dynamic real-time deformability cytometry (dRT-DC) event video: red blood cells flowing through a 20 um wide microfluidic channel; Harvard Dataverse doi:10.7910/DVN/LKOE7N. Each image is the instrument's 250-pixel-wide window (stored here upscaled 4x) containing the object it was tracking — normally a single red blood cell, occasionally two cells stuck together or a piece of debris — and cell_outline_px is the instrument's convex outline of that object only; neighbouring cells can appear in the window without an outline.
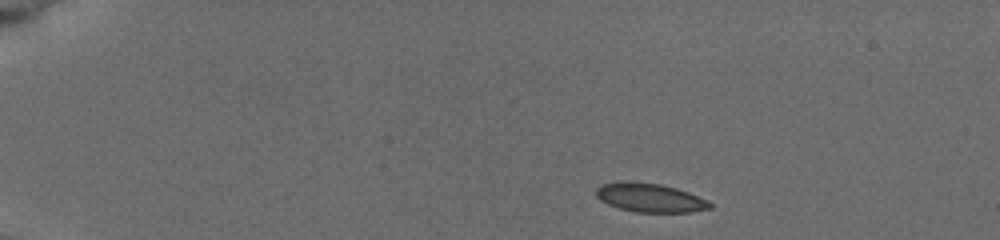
{"species": "common noctule bat (a hibernating species)", "species_latin": "Nyctalus noctula", "temperature_condition": "cold", "stored_images_in_passage": 5, "camera_frame_rate_fps": 3000, "um_per_image_px": 0.085, "animal": {"sex": "female", "body_mass_g": 19.5, "forearm_length_mm": 54.1}, "frame": {"image": 1, "passage_image": 1, "time_ms": 0.0, "image_size_px": [1000, 240], "cell_outline_px": [[712, 208], [692, 212], [636, 212], [620, 208], [608, 204], [600, 200], [596, 196], [596, 188], [600, 184], [616, 180], [632, 180], [660, 184], [676, 188], [688, 192], [708, 200], [712, 204]], "centroid_in_image_um": [55.21, 16.78], "position_along_channel_um": 29.8, "area_um2": 19.48}}
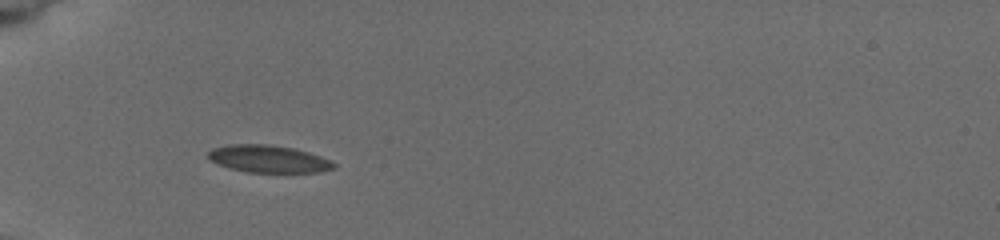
{"frame": {"image": 2, "passage_image": 4, "time_ms": 3.0, "image_size_px": [1000, 240], "cell_outline_px": [[336, 168], [320, 172], [248, 172], [228, 168], [216, 164], [208, 160], [208, 152], [212, 148], [228, 144], [268, 144], [292, 148], [308, 152], [332, 160], [336, 164]], "centroid_in_image_um": [22.8, 13.51], "position_along_channel_um": 62.2, "area_um2": 20.23}}